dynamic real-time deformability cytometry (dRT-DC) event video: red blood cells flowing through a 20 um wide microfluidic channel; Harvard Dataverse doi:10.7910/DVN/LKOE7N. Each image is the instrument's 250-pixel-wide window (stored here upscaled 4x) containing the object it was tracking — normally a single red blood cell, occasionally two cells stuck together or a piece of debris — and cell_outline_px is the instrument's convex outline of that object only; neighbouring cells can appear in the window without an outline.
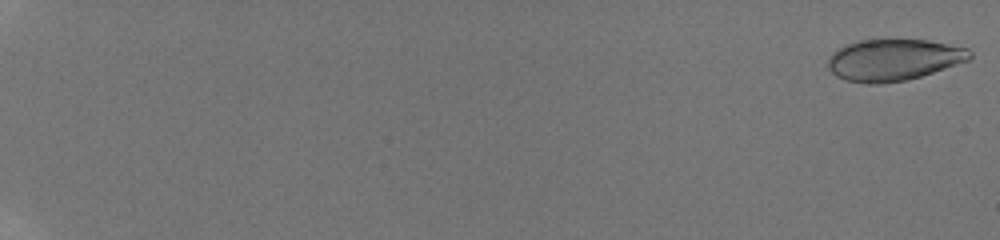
{"species": "human", "species_latin": "Homo sapiens", "temperature_condition": "room temperature", "stored_images_in_passage": 44, "camera_frame_rate_fps": 3000, "um_per_image_px": 0.085, "donor": {"sex": "male"}, "frame": {"image": 1, "passage_image": 1, "time_ms": 0.0, "image_size_px": [1000, 240], "cell_outline_px": [[972, 56], [968, 60], [920, 76], [904, 80], [880, 84], [868, 84], [844, 80], [836, 76], [828, 68], [828, 60], [832, 52], [848, 44], [860, 40], [928, 40], [968, 48], [972, 52]], "centroid_in_image_um": [75.93, 5.09], "position_along_channel_um": 9.1, "area_um2": 34.04}}
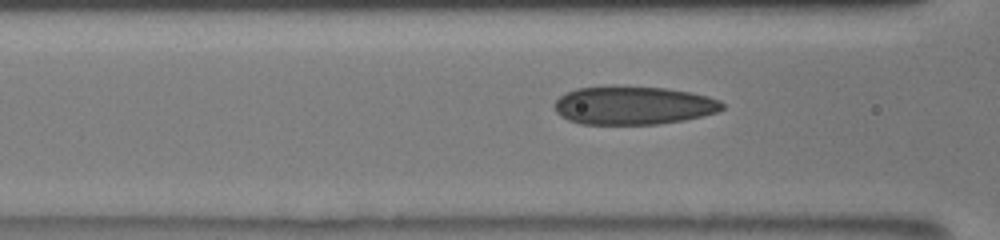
{"frame": {"image": 2, "passage_image": 32, "time_ms": 9.0, "image_size_px": [1000, 240], "cell_outline_px": [[724, 108], [716, 112], [684, 120], [656, 124], [580, 124], [568, 120], [560, 116], [556, 112], [556, 100], [560, 96], [576, 88], [612, 84], [664, 88], [692, 92], [708, 96], [720, 100], [724, 104]], "centroid_in_image_um": [53.82, 8.93], "position_along_channel_um": 112.8, "area_um2": 37.97}}
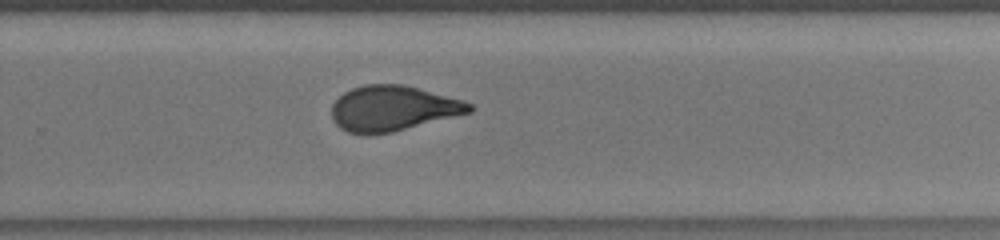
{"frame": {"image": 3, "passage_image": 44, "time_ms": 13.667, "image_size_px": [1000, 240], "cell_outline_px": [[476, 108], [472, 112], [392, 132], [348, 132], [340, 128], [336, 124], [332, 116], [332, 104], [344, 92], [352, 88], [364, 84], [400, 84], [416, 88], [460, 100], [472, 104]], "centroid_in_image_um": [33.39, 9.19], "position_along_channel_um": 296.4, "area_um2": 35.55}}